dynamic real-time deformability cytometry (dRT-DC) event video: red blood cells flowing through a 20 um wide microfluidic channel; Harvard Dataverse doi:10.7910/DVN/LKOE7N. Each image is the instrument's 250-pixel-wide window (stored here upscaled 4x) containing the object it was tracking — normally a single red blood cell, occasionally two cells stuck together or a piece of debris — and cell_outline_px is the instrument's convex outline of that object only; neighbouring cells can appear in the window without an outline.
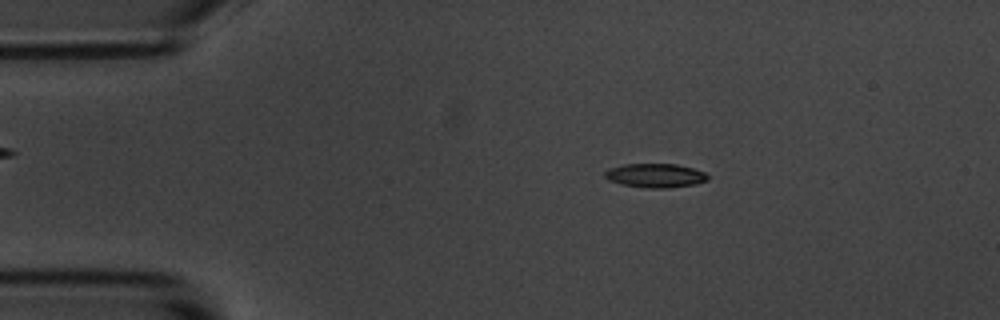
{"species": "common noctule bat (a hibernating species)", "species_latin": "Nyctalus noctula", "temperature_condition": "room temperature", "stored_images_in_passage": 55, "camera_frame_rate_fps": 3000, "um_per_image_px": 0.085, "animal": {"sex": "male", "body_mass_g": 20.1, "forearm_length_mm": 53.5}, "frame": {"image": 1, "passage_image": 9, "time_ms": 2.667, "image_size_px": [1000, 320], "cell_outline_px": [[708, 180], [696, 184], [668, 188], [644, 188], [620, 184], [608, 180], [604, 176], [604, 172], [608, 168], [624, 164], [676, 164], [692, 168], [704, 172], [708, 176]], "centroid_in_image_um": [55.67, 14.92], "position_along_channel_um": 29.3, "area_um2": 14.51}}
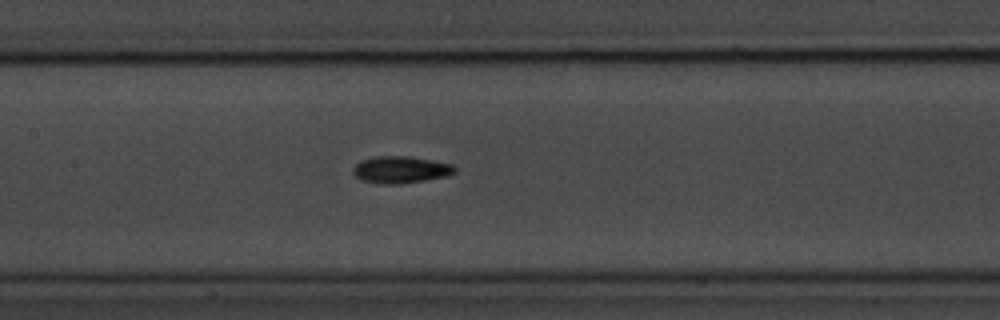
{"frame": {"image": 2, "passage_image": 25, "time_ms": 8.0, "image_size_px": [1000, 320], "cell_outline_px": [[456, 172], [448, 176], [400, 184], [380, 184], [360, 180], [352, 172], [352, 168], [360, 160], [376, 156], [408, 156], [432, 160], [452, 164], [456, 168]], "centroid_in_image_um": [34.04, 14.42], "position_along_channel_um": 173.4, "area_um2": 16.13}}
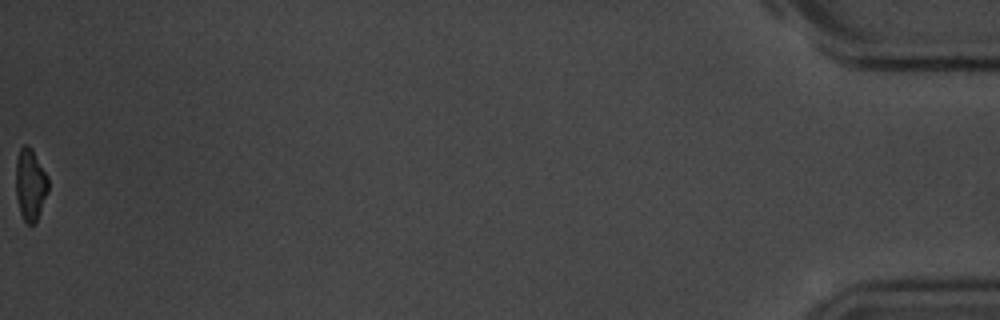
{"frame": {"image": 3, "passage_image": 55, "time_ms": 18.0, "image_size_px": [1000, 320], "cell_outline_px": [[48, 192], [36, 224], [28, 224], [24, 220], [20, 212], [16, 196], [16, 160], [20, 148], [24, 144], [28, 144], [32, 148], [48, 176]], "centroid_in_image_um": [2.59, 15.68], "position_along_channel_um": 432.6, "area_um2": 13.76}, "authors_computed_cell_mechanics": {"area_um2": 14.5078, "velocity_mm_per_s": 3.616, "shape_relaxation_time_tau1_ms": 2.6325, "shape_relaxation_time_tau2_ms": 6.5624, "deformation_change_tau1": 0.1508, "deformation_change_tau2": 0.1399}}